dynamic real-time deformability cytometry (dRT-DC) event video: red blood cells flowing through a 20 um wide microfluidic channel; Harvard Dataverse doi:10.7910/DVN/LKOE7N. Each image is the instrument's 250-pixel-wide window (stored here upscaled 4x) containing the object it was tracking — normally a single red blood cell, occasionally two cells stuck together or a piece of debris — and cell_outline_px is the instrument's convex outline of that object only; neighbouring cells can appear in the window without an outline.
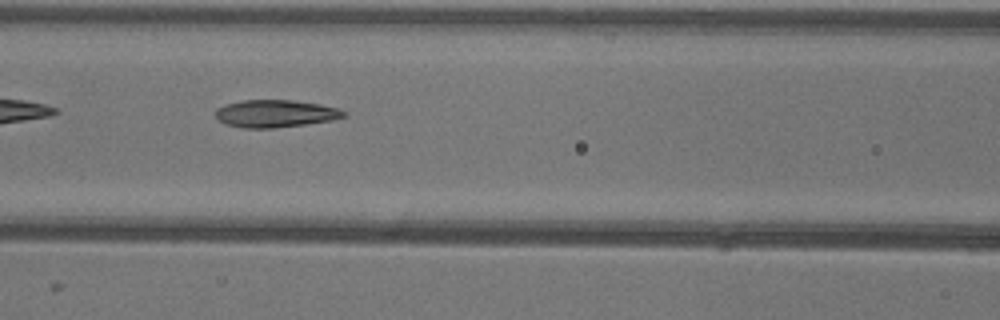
{"species": "common noctule bat (a hibernating species)", "species_latin": "Nyctalus noctula", "temperature_condition": "warm", "stored_images_in_passage": 36, "camera_frame_rate_fps": 3000, "um_per_image_px": 0.085, "animal": {"sex": "female"}, "frame": {"image": 1, "passage_image": 6, "time_ms": 1.667, "image_size_px": [1000, 320], "cell_outline_px": [[348, 116], [332, 120], [304, 124], [272, 128], [244, 128], [224, 124], [216, 116], [216, 108], [224, 104], [244, 100], [292, 100], [320, 104], [340, 108]], "centroid_in_image_um": [23.41, 9.65], "position_along_channel_um": 143.2, "area_um2": 20.52}}
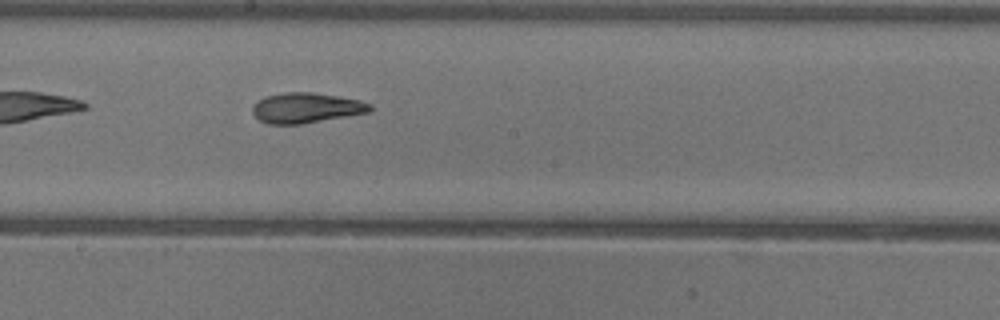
{"frame": {"image": 2, "passage_image": 12, "time_ms": 3.667, "image_size_px": [1000, 320], "cell_outline_px": [[372, 112], [300, 124], [268, 124], [260, 120], [252, 112], [252, 108], [256, 100], [264, 96], [284, 92], [312, 92], [360, 100], [372, 104]], "centroid_in_image_um": [26.02, 9.16], "position_along_channel_um": 222.2, "area_um2": 20.81}}
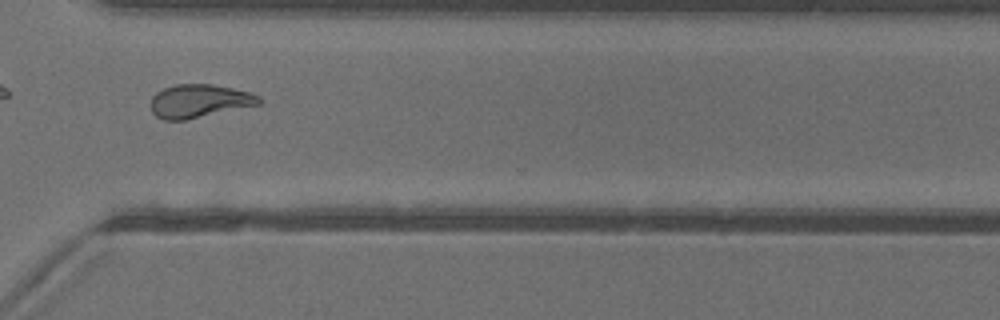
{"frame": {"image": 3, "passage_image": 22, "time_ms": 7.0, "image_size_px": [1000, 320], "cell_outline_px": [[264, 100], [260, 104], [188, 120], [164, 120], [156, 116], [152, 112], [152, 96], [156, 92], [164, 88], [176, 84], [212, 84], [232, 88], [248, 92], [260, 96]], "centroid_in_image_um": [16.95, 8.59], "position_along_channel_um": 353.6, "area_um2": 21.1}}